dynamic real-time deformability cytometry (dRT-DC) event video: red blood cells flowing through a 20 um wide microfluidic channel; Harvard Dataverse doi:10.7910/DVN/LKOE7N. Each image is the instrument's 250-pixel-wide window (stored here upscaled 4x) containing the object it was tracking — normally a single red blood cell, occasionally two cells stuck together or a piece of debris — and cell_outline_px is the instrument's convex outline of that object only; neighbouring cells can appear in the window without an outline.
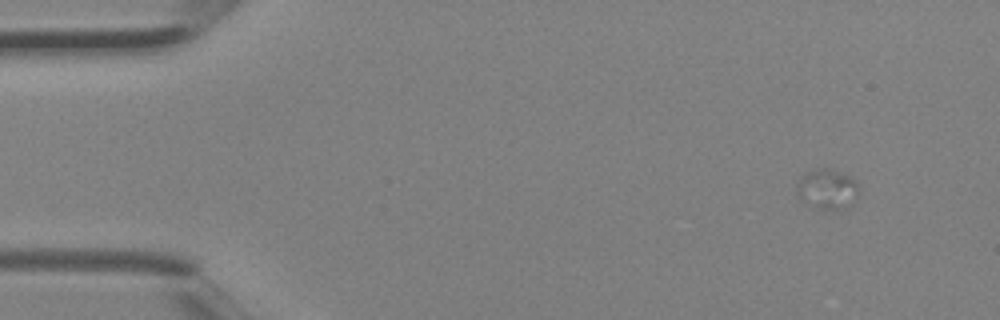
{"species": "Egyptian fruit bat (a non-hibernating species)", "species_latin": "Rousettus aegyptiacus", "temperature_condition": "room temperature", "stored_images_in_passage": 4, "camera_frame_rate_fps": 3000, "um_per_image_px": 0.085, "animal": {"sex": "female"}, "frame": {"image": 1, "passage_image": 4, "time_ms": 1.0, "image_size_px": [1000, 320], "cell_outline_px": [[860, 188], [852, 204], [848, 208], [820, 208], [804, 204], [796, 196], [796, 180], [804, 172], [820, 168], [828, 168], [840, 172], [856, 180]], "centroid_in_image_um": [70.26, 16.05], "position_along_channel_um": 14.7, "area_um2": 14.8}}